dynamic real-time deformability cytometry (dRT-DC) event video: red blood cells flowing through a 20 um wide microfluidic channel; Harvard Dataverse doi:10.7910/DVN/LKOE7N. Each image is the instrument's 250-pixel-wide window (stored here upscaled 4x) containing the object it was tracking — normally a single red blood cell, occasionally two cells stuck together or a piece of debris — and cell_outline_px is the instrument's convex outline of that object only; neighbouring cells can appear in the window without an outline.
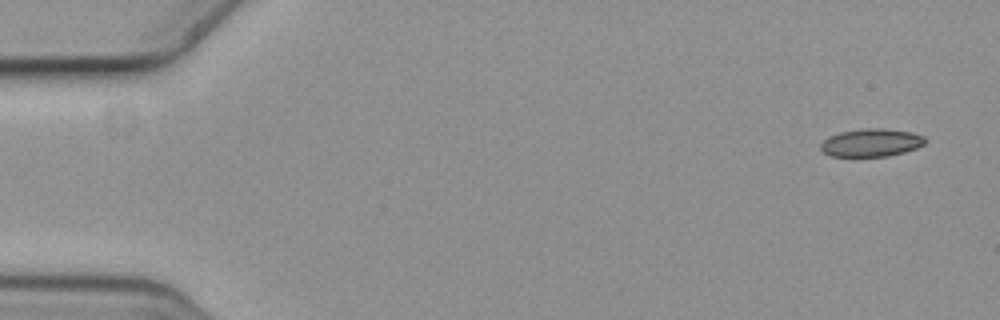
{"species": "common noctule bat (a hibernating species)", "species_latin": "Nyctalus noctula", "temperature_condition": "cold", "stored_images_in_passage": 6, "camera_frame_rate_fps": 3000, "um_per_image_px": 0.085, "animal": {"sex": "female", "body_mass_g": 19.3, "forearm_length_mm": 54.1}, "frame": {"image": 1, "passage_image": 1, "time_ms": 0.0, "image_size_px": [1000, 320], "cell_outline_px": [[928, 140], [924, 144], [916, 148], [904, 152], [888, 156], [832, 156], [824, 152], [820, 148], [820, 144], [828, 136], [840, 132], [864, 128], [884, 128], [912, 132], [924, 136]], "centroid_in_image_um": [74.08, 12.11], "position_along_channel_um": 10.9, "area_um2": 17.05}}
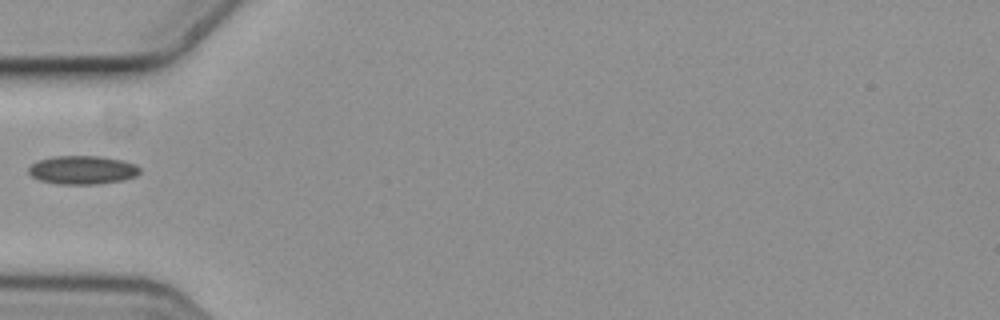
{"frame": {"image": 2, "passage_image": 5, "time_ms": 1.333, "image_size_px": [1000, 320], "cell_outline_px": [[140, 172], [136, 176], [120, 180], [96, 184], [60, 184], [40, 180], [32, 176], [28, 172], [28, 168], [32, 164], [40, 160], [52, 156], [100, 156], [124, 160], [136, 164], [140, 168]], "centroid_in_image_um": [7.03, 14.43], "position_along_channel_um": 78.0, "area_um2": 18.44}}
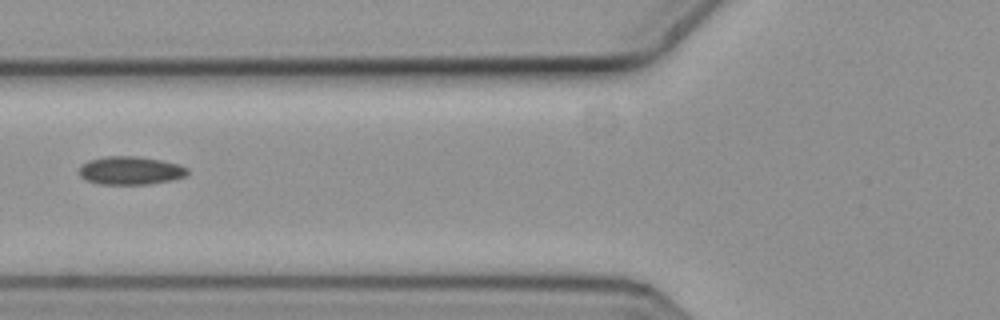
{"frame": {"image": 3, "passage_image": 6, "time_ms": 1.667, "image_size_px": [1000, 320], "cell_outline_px": [[188, 176], [172, 180], [148, 184], [100, 184], [84, 180], [80, 176], [80, 164], [88, 160], [108, 156], [136, 156], [160, 160], [180, 164], [188, 168]], "centroid_in_image_um": [11.1, 14.5], "position_along_channel_um": 114.7, "area_um2": 17.98}}